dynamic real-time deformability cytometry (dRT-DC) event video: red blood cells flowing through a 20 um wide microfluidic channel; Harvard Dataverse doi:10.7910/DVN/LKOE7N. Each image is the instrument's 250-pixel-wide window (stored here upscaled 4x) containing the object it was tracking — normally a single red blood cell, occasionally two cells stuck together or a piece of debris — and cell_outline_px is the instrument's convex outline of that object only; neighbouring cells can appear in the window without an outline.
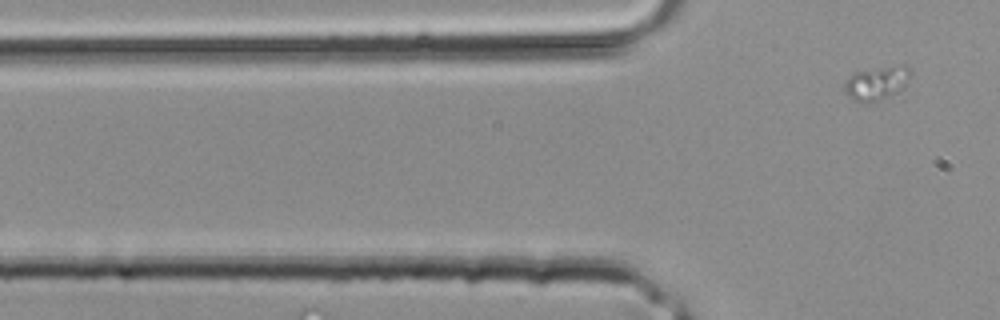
{"species": "common noctule bat (a hibernating species)", "species_latin": "Nyctalus noctula", "temperature_condition": "room temperature", "stored_images_in_passage": 4, "segment_of_instrument_passage": [2, 2], "camera_frame_rate_fps": 3000, "um_per_image_px": 0.085, "animal": {"sex": "male", "body_mass_g": 20.4}, "frame": {"image": 1, "passage_image": 4, "time_ms": 1.0, "image_size_px": [1000, 320], "cell_outline_px": [[912, 72], [908, 84], [904, 88], [888, 96], [872, 100], [852, 100], [848, 96], [844, 88], [844, 84], [848, 76], [852, 72], [904, 64], [908, 64], [912, 68]], "centroid_in_image_um": [74.58, 6.99], "position_along_channel_um": 51.2, "area_um2": 12.89}}